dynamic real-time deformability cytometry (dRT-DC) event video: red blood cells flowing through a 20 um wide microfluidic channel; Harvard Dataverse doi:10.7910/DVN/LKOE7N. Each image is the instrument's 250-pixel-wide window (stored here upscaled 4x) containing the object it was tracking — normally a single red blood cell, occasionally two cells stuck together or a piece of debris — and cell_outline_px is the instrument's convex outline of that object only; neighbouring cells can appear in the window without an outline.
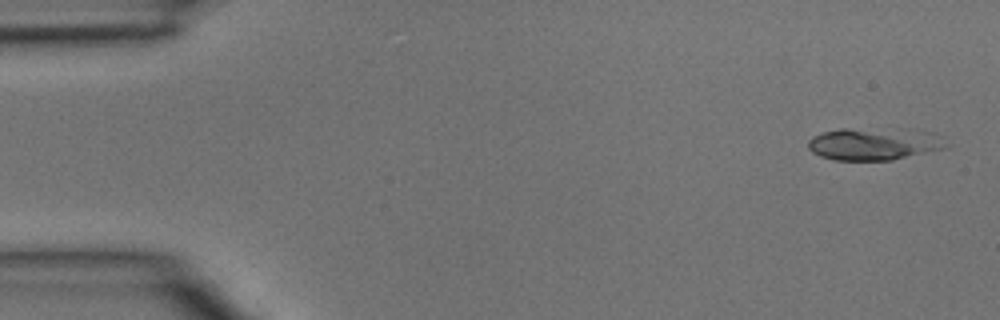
{"species": "common noctule bat (a hibernating species)", "species_latin": "Nyctalus noctula", "temperature_condition": "room temperature", "stored_images_in_passage": 3, "camera_frame_rate_fps": 3000, "um_per_image_px": 0.085, "animal": {"sex": "male", "body_mass_g": 15.6}, "frame": {"image": 1, "passage_image": 1, "time_ms": 0.0, "image_size_px": [1000, 320], "cell_outline_px": [[948, 148], [892, 160], [836, 160], [820, 156], [812, 152], [808, 148], [808, 140], [812, 136], [824, 132], [840, 128], [912, 128], [936, 132], [944, 136]], "centroid_in_image_um": [74.39, 12.2], "position_along_channel_um": 10.6, "area_um2": 26.93}}
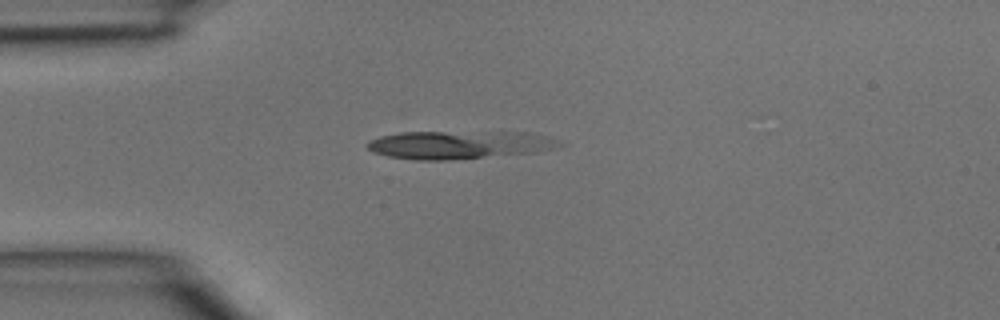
{"frame": {"image": 2, "passage_image": 3, "time_ms": 0.667, "image_size_px": [1000, 320], "cell_outline_px": [[568, 144], [556, 148], [536, 152], [452, 160], [412, 160], [388, 156], [372, 152], [364, 144], [368, 140], [380, 136], [400, 132], [528, 132], [544, 136]], "centroid_in_image_um": [39.0, 12.31], "position_along_channel_um": 46.0, "area_um2": 31.73}}